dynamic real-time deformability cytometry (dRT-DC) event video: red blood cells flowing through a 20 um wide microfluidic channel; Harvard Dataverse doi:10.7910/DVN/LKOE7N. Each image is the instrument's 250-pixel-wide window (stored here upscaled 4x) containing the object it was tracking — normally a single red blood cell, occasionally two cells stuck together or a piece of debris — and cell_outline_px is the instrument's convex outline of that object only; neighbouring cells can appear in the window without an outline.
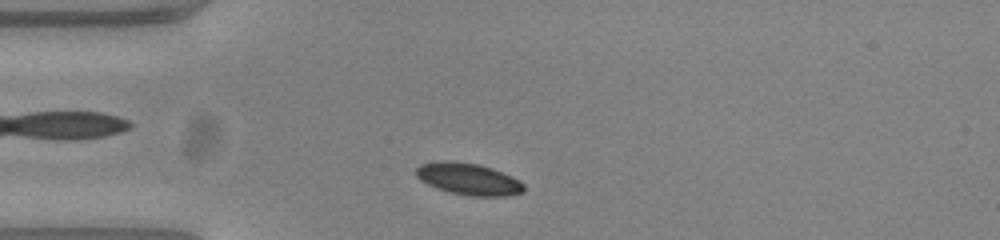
{"species": "common noctule bat (a hibernating species)", "species_latin": "Nyctalus noctula", "temperature_condition": "warm", "stored_images_in_passage": 39, "camera_frame_rate_fps": 3000, "um_per_image_px": 0.085, "animal": {"sex": "female", "body_mass_g": 23.0, "forearm_length_mm": 53.4}, "frame": {"image": 1, "passage_image": 4, "time_ms": 1.0, "image_size_px": [1000, 240], "cell_outline_px": [[524, 192], [504, 196], [472, 196], [448, 192], [436, 188], [420, 180], [416, 176], [416, 168], [420, 164], [436, 160], [452, 160], [480, 164], [492, 168], [512, 176], [520, 180], [524, 184]], "centroid_in_image_um": [39.8, 15.2], "position_along_channel_um": 45.2, "area_um2": 20.29}}
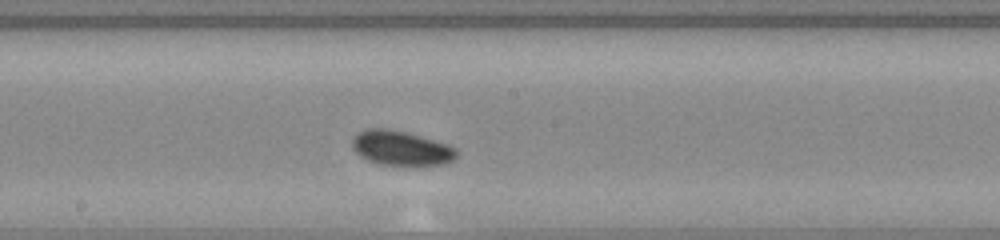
{"frame": {"image": 2, "passage_image": 19, "time_ms": 6.0, "image_size_px": [1000, 240], "cell_outline_px": [[456, 156], [452, 160], [444, 164], [412, 168], [400, 168], [380, 164], [368, 160], [360, 156], [352, 148], [352, 140], [360, 132], [368, 128], [384, 128], [404, 132], [420, 136], [448, 144], [456, 148]], "centroid_in_image_um": [34.11, 12.65], "position_along_channel_um": 214.1, "area_um2": 21.62}}
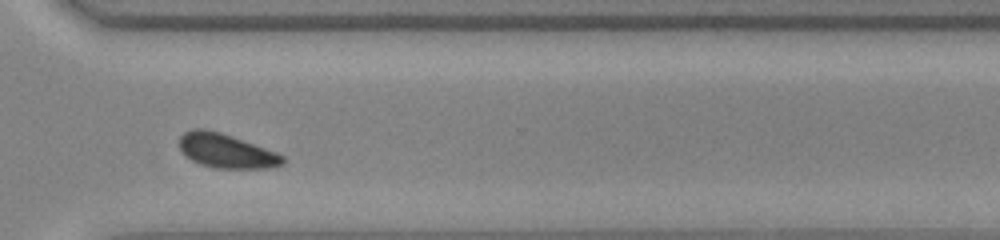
{"frame": {"image": 3, "passage_image": 30, "time_ms": 9.667, "image_size_px": [1000, 240], "cell_outline_px": [[284, 164], [268, 168], [216, 168], [200, 164], [192, 160], [180, 148], [180, 136], [184, 132], [192, 128], [204, 128], [220, 132], [232, 136], [276, 152], [284, 156]], "centroid_in_image_um": [19.23, 12.82], "position_along_channel_um": 351.4, "area_um2": 20.4}, "authors_computed_cell_mechanics": {"area_um2": 20.6346, "velocity_mm_per_s": 3.7344, "shape_relaxation_time_tau1_ms": 4.204, "shape_relaxation_time_tau2_ms": null, "deformation_change_tau1": 0.115, "deformation_change_tau2": null}}